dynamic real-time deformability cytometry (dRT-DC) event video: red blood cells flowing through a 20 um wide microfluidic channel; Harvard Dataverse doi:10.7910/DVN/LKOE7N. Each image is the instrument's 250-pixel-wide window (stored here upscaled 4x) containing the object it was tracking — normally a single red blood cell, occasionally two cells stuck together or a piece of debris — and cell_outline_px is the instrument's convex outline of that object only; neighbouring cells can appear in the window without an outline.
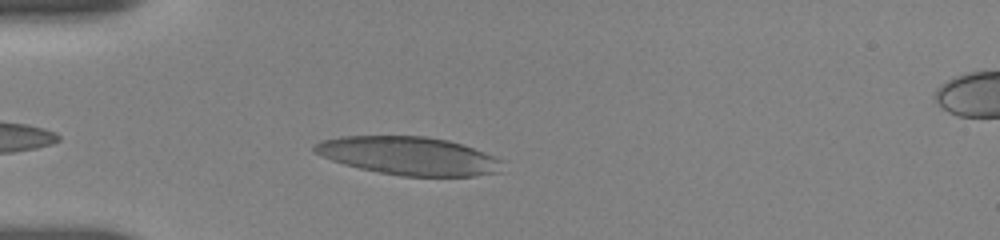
{"species": "human", "species_latin": "Homo sapiens", "temperature_condition": "room temperature", "stored_images_in_passage": 43, "camera_frame_rate_fps": 3000, "um_per_image_px": 0.085, "donor": {"sex": "female"}, "frame": {"image": 1, "passage_image": 4, "time_ms": 1.0, "image_size_px": [1000, 240], "cell_outline_px": [[504, 160], [500, 172], [476, 176], [400, 176], [360, 168], [344, 164], [332, 160], [316, 152], [312, 148], [312, 144], [320, 140], [340, 136], [428, 136], [448, 140], [464, 144]], "centroid_in_image_um": [34.77, 13.24], "position_along_channel_um": 50.2, "area_um2": 42.02}}
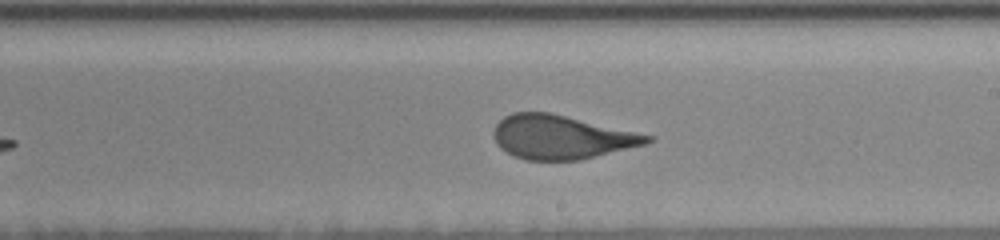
{"frame": {"image": 2, "passage_image": 21, "time_ms": 6.667, "image_size_px": [1000, 240], "cell_outline_px": [[656, 136], [652, 140], [644, 144], [580, 160], [524, 160], [512, 156], [500, 148], [496, 144], [492, 136], [492, 132], [496, 124], [504, 116], [512, 112], [548, 112]], "centroid_in_image_um": [47.65, 11.65], "position_along_channel_um": 241.3, "area_um2": 39.25}}
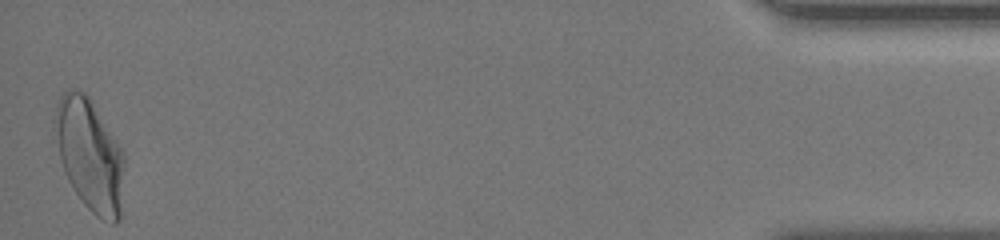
{"frame": {"image": 3, "passage_image": 43, "time_ms": 14.0, "image_size_px": [1000, 240], "cell_outline_px": [[124, 164], [120, 220], [116, 224], [112, 224], [96, 216], [84, 204], [68, 180], [60, 156], [56, 108], [56, 104], [60, 96], [68, 88], [76, 88], [84, 92], [88, 96], [124, 152]], "centroid_in_image_um": [7.68, 13.19], "position_along_channel_um": 427.5, "area_um2": 44.33}, "authors_computed_cell_mechanics": {"area_um2": 40.3444, "velocity_mm_per_s": 3.647, "shape_relaxation_time_tau1_ms": 4.2694, "shape_relaxation_time_tau2_ms": 0.8277, "deformation_change_tau1": 0.178, "deformation_change_tau2": 0.0835}}